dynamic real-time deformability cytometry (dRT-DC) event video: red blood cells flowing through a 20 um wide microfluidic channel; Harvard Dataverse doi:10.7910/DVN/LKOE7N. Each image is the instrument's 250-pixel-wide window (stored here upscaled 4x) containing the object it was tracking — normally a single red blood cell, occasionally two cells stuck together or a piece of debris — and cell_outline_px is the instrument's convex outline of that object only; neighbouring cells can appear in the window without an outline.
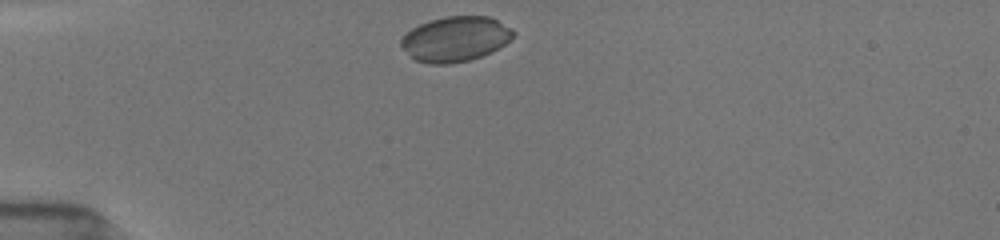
{"species": "common noctule bat (a hibernating species)", "species_latin": "Nyctalus noctula", "temperature_condition": "room temperature", "stored_images_in_passage": 33, "camera_frame_rate_fps": 3000, "um_per_image_px": 0.085, "animal": {"sex": "female", "body_mass_g": 19.5, "forearm_length_mm": 54.1}, "frame": {"image": 1, "passage_image": 1, "time_ms": 0.0, "image_size_px": [1000, 240], "cell_outline_px": [[516, 32], [512, 40], [492, 52], [468, 60], [448, 64], [428, 64], [412, 60], [408, 56], [400, 44], [400, 40], [404, 32], [428, 20], [444, 16], [488, 16], [512, 28]], "centroid_in_image_um": [38.67, 3.32], "position_along_channel_um": 46.3, "area_um2": 29.94}}
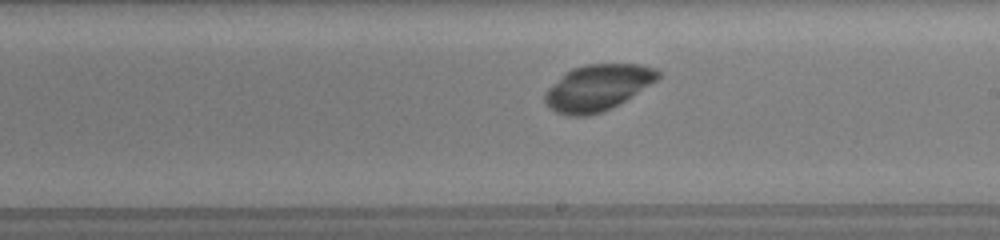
{"frame": {"image": 2, "passage_image": 18, "time_ms": 5.667, "image_size_px": [1000, 240], "cell_outline_px": [[660, 76], [656, 80], [624, 100], [600, 112], [588, 116], [568, 116], [556, 112], [544, 100], [544, 92], [560, 76], [572, 68], [588, 64], [640, 64], [656, 68], [660, 72]], "centroid_in_image_um": [50.77, 7.43], "position_along_channel_um": 238.2, "area_um2": 29.88}}
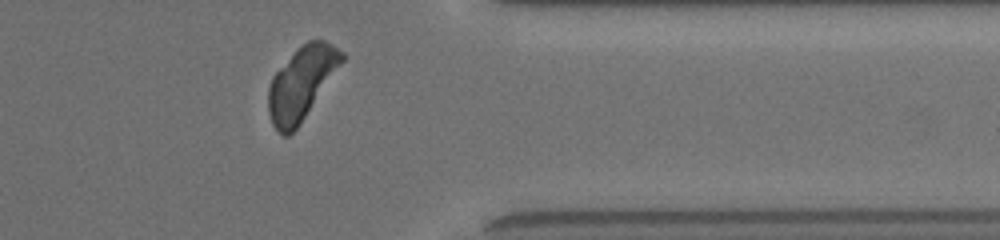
{"frame": {"image": 3, "passage_image": 30, "time_ms": 9.667, "image_size_px": [1000, 240], "cell_outline_px": [[348, 56], [300, 124], [288, 136], [284, 136], [272, 124], [268, 112], [268, 88], [272, 76], [296, 48], [308, 40], [324, 40], [332, 44], [344, 52]], "centroid_in_image_um": [25.65, 7.04], "position_along_channel_um": 385.8, "area_um2": 31.39}}